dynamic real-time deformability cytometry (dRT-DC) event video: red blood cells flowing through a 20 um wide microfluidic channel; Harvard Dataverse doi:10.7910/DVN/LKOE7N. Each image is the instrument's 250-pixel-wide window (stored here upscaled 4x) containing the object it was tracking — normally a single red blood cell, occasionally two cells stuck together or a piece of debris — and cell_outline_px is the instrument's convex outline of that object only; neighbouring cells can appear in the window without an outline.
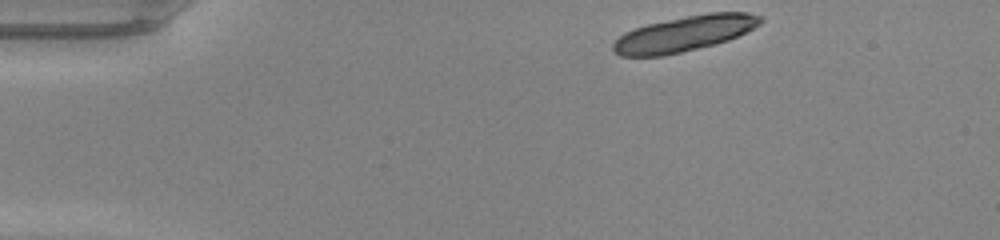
{"species": "common noctule bat (a hibernating species)", "species_latin": "Nyctalus noctula", "temperature_condition": "warm", "stored_images_in_passage": 11, "camera_frame_rate_fps": 3000, "um_per_image_px": 0.085, "animal": {"sex": "male", "body_mass_g": 20.0, "forearm_length_mm": 53.3}, "frame": {"image": 1, "passage_image": 1, "time_ms": 0.0, "image_size_px": [1000, 240], "cell_outline_px": [[764, 20], [760, 24], [728, 40], [680, 52], [660, 56], [620, 56], [612, 48], [612, 44], [624, 32], [648, 24], [708, 12], [748, 12], [764, 16]], "centroid_in_image_um": [58.19, 2.85], "position_along_channel_um": 26.8, "area_um2": 29.94}}